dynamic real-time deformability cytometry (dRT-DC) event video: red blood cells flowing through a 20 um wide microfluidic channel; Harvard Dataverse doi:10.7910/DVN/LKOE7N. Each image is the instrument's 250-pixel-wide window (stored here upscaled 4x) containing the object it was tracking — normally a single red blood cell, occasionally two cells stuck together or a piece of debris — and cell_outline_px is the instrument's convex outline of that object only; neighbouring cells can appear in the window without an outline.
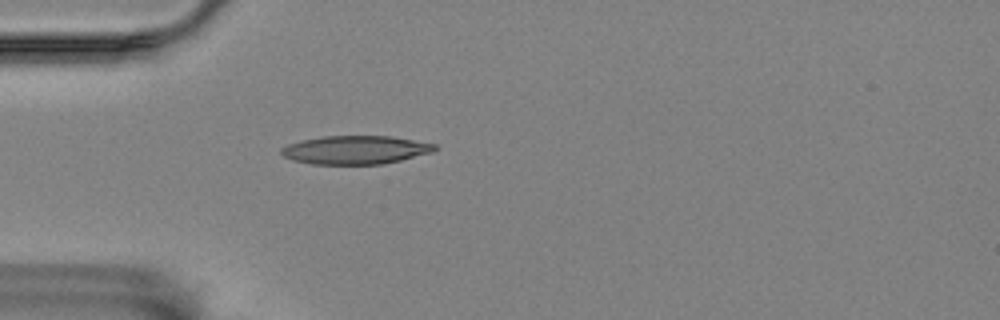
{"species": "Egyptian fruit bat (a non-hibernating species)", "species_latin": "Rousettus aegyptiacus", "temperature_condition": "room temperature", "stored_images_in_passage": 1, "camera_frame_rate_fps": 3000, "um_per_image_px": 0.085, "animal": {"sex": "female"}, "frame": {"image": 1, "passage_image": 1, "time_ms": 0.0, "image_size_px": [1000, 320], "cell_outline_px": [[436, 148], [432, 152], [384, 164], [312, 164], [292, 160], [284, 156], [280, 152], [280, 148], [288, 144], [300, 140], [324, 136], [392, 136], [436, 144]], "centroid_in_image_um": [30.18, 12.74], "position_along_channel_um": 54.8, "area_um2": 25.43}}